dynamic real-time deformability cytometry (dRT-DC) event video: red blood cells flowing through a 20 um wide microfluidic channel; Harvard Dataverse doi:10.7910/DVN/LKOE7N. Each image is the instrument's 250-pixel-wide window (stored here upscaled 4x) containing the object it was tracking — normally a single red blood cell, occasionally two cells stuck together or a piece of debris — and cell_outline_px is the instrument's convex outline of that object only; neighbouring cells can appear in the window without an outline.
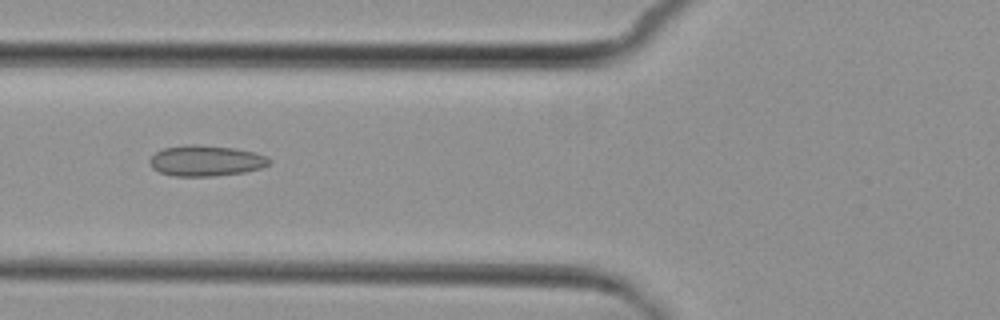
{"species": "common noctule bat (a hibernating species)", "species_latin": "Nyctalus noctula", "temperature_condition": "cold", "stored_images_in_passage": 5, "camera_frame_rate_fps": 3000, "um_per_image_px": 0.085, "animal": {"sex": "female", "body_mass_g": 29.2, "forearm_length_mm": 56.3}, "frame": {"image": 1, "passage_image": 4, "time_ms": 3.333, "image_size_px": [1000, 320], "cell_outline_px": [[272, 164], [264, 168], [244, 172], [212, 176], [172, 176], [160, 172], [152, 168], [148, 160], [156, 152], [164, 148], [188, 144], [196, 144], [232, 148], [256, 152], [268, 156], [272, 160]], "centroid_in_image_um": [17.55, 13.66], "position_along_channel_um": 108.2, "area_um2": 21.68}}
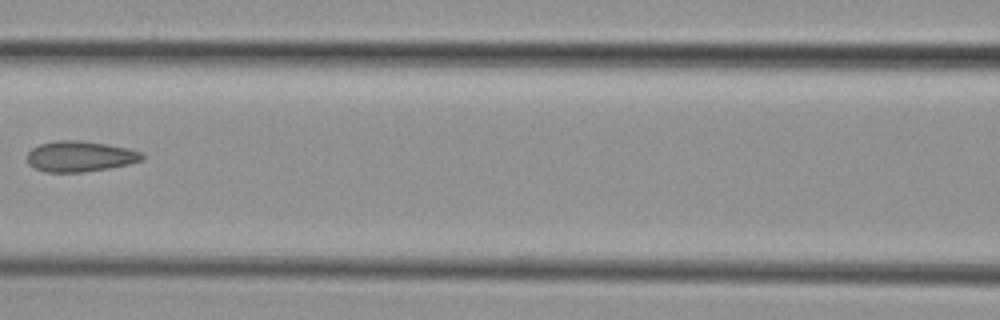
{"frame": {"image": 2, "passage_image": 5, "time_ms": 4.667, "image_size_px": [1000, 320], "cell_outline_px": [[144, 160], [128, 164], [108, 168], [84, 172], [44, 172], [32, 168], [28, 164], [28, 152], [32, 148], [40, 144], [56, 140], [80, 140], [108, 144], [128, 148], [140, 152], [144, 156]], "centroid_in_image_um": [6.78, 13.29], "position_along_channel_um": 159.8, "area_um2": 20.69}}